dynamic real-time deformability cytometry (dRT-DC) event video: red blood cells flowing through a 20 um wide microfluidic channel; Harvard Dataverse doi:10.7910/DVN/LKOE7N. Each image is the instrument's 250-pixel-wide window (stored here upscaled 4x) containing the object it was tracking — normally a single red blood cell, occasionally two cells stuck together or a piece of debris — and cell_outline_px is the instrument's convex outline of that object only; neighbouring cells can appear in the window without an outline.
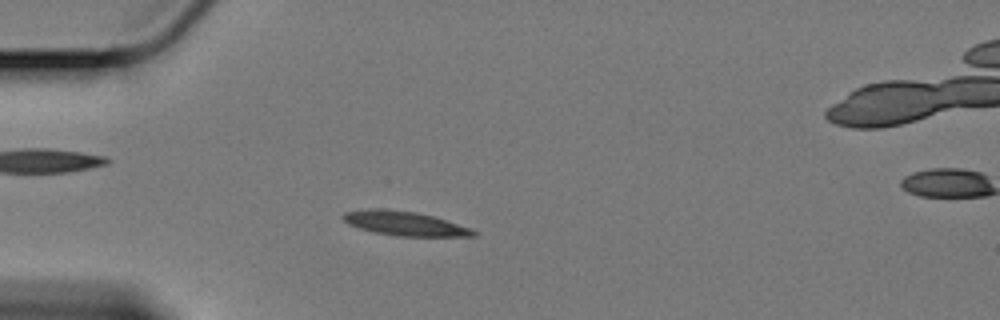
{"species": "Egyptian fruit bat (a non-hibernating species)", "species_latin": "Rousettus aegyptiacus", "temperature_condition": "cold", "stored_images_in_passage": 57, "camera_frame_rate_fps": 3000, "um_per_image_px": 0.085, "animal": {"sex": "female"}, "frame": {"image": 1, "passage_image": 13, "time_ms": 4.0, "image_size_px": [1000, 320], "cell_outline_px": [[480, 232], [476, 236], [396, 236], [376, 232], [360, 228], [348, 224], [340, 216], [344, 212], [368, 208], [376, 208], [416, 212], [436, 216], [472, 228]], "centroid_in_image_um": [34.45, 18.99], "position_along_channel_um": 50.6, "area_um2": 18.61}}
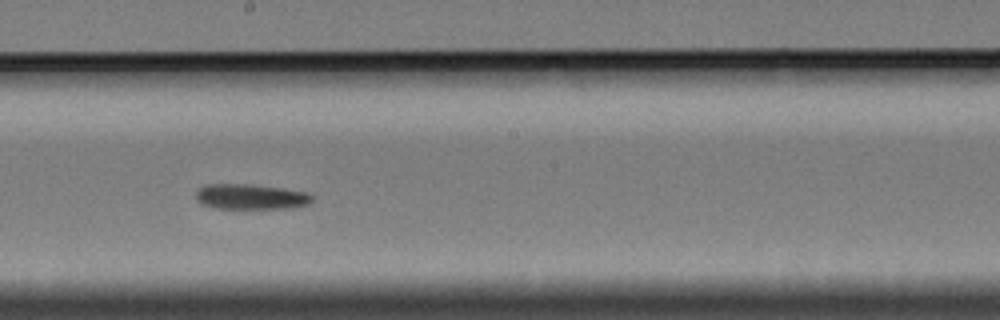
{"frame": {"image": 2, "passage_image": 30, "time_ms": 9.667, "image_size_px": [1000, 320], "cell_outline_px": [[316, 196], [308, 204], [292, 208], [212, 208], [200, 204], [196, 200], [196, 192], [200, 188], [208, 184], [248, 184], [284, 188], [308, 192]], "centroid_in_image_um": [21.34, 16.72], "position_along_channel_um": 226.9, "area_um2": 17.34}}
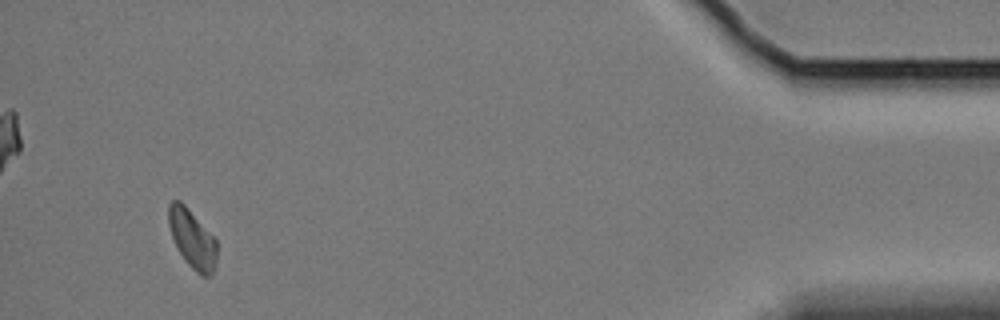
{"frame": {"image": 3, "passage_image": 53, "time_ms": 17.333, "image_size_px": [1000, 320], "cell_outline_px": [[216, 268], [212, 276], [200, 276], [188, 264], [180, 252], [172, 236], [168, 224], [168, 204], [172, 200], [180, 200], [184, 204], [216, 240]], "centroid_in_image_um": [16.34, 20.32], "position_along_channel_um": 418.9, "area_um2": 16.3}}